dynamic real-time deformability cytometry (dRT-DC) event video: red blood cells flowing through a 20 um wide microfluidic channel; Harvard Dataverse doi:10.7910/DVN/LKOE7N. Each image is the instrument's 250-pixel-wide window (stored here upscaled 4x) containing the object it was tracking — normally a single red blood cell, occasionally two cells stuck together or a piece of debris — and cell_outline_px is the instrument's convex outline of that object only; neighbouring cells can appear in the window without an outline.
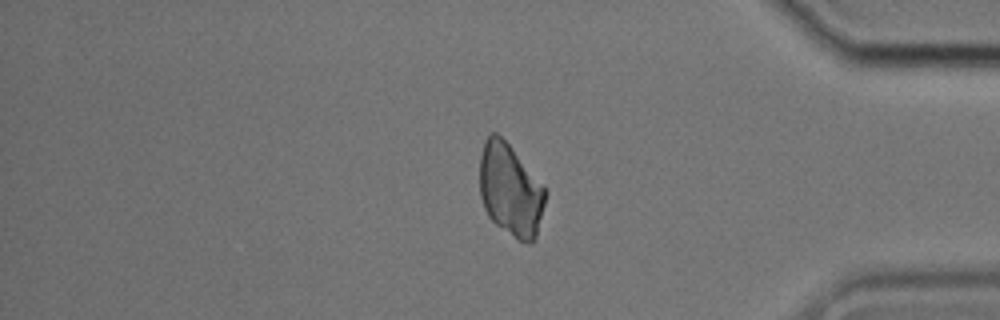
{"species": "common noctule bat (a hibernating species)", "species_latin": "Nyctalus noctula", "temperature_condition": "cold", "stored_images_in_passage": 35, "camera_frame_rate_fps": 3000, "um_per_image_px": 0.085, "animal": {"sex": "male", "body_mass_g": 17.9, "forearm_length_mm": 54.2}, "frame": {"image": 1, "passage_image": 27, "time_ms": 8.667, "image_size_px": [1000, 320], "cell_outline_px": [[548, 192], [536, 236], [532, 244], [528, 244], [520, 240], [496, 224], [488, 216], [484, 208], [480, 196], [480, 156], [484, 140], [492, 132], [496, 132], [508, 144]], "centroid_in_image_um": [43.37, 16.16], "position_along_channel_um": 391.8, "area_um2": 34.97}}